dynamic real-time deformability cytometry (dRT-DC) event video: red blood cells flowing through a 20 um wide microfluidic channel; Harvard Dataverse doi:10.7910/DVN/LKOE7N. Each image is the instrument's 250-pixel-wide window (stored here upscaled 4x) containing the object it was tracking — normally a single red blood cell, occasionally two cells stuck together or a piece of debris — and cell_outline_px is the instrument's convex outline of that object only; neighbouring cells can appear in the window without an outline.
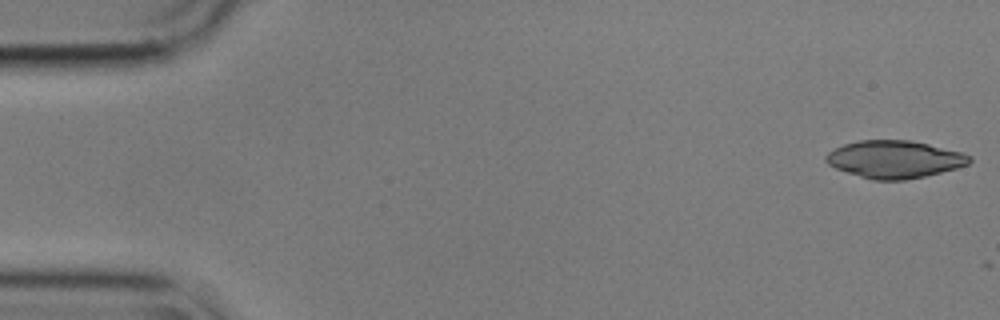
{"species": "common noctule bat (a hibernating species)", "species_latin": "Nyctalus noctula", "temperature_condition": "cold", "stored_images_in_passage": 8, "camera_frame_rate_fps": 3000, "um_per_image_px": 0.085, "animal": {"sex": "male", "body_mass_g": 17.9}, "frame": {"image": 1, "passage_image": 1, "time_ms": 0.0, "image_size_px": [1000, 320], "cell_outline_px": [[972, 160], [968, 164], [956, 168], [924, 176], [904, 180], [872, 180], [836, 168], [828, 164], [824, 160], [824, 156], [828, 152], [844, 144], [860, 140], [908, 140], [928, 144], [960, 152], [972, 156]], "centroid_in_image_um": [76.01, 13.54], "position_along_channel_um": 9.0, "area_um2": 31.1}}